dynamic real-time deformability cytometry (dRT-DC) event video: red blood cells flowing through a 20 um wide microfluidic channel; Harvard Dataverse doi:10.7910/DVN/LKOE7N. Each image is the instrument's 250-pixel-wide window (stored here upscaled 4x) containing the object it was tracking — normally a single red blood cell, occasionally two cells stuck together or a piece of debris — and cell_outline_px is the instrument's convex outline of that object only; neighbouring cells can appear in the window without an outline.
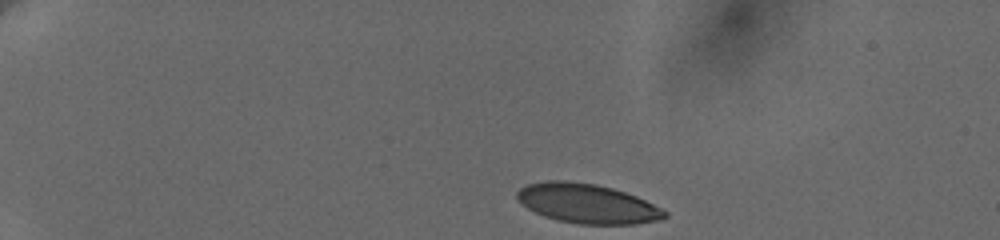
{"species": "human", "species_latin": "Homo sapiens", "temperature_condition": "cold", "stored_images_in_passage": 26, "camera_frame_rate_fps": 3000, "um_per_image_px": 0.085, "donor": {"sex": "female"}, "frame": {"image": 1, "passage_image": 1, "time_ms": 0.0, "image_size_px": [1000, 240], "cell_outline_px": [[668, 216], [660, 220], [636, 224], [580, 224], [556, 220], [544, 216], [528, 208], [516, 196], [516, 192], [520, 188], [528, 184], [548, 180], [564, 180], [596, 184], [612, 188], [636, 196], [668, 212]], "centroid_in_image_um": [49.93, 17.3], "position_along_channel_um": 35.1, "area_um2": 33.76}}
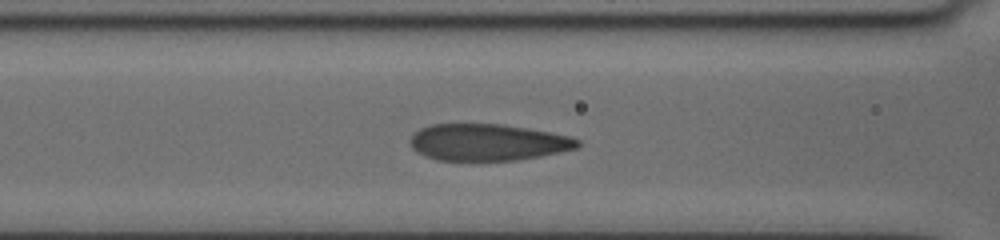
{"frame": {"image": 2, "passage_image": 15, "time_ms": 5.0, "image_size_px": [1000, 240], "cell_outline_px": [[580, 144], [576, 148], [560, 152], [540, 156], [516, 160], [436, 160], [424, 156], [416, 152], [408, 144], [408, 140], [420, 128], [432, 124], [500, 124], [548, 132], [568, 136], [580, 140]], "centroid_in_image_um": [41.4, 12.1], "position_along_channel_um": 125.2, "area_um2": 35.66}}
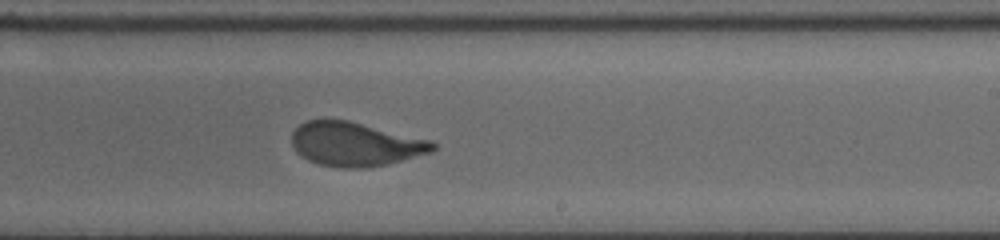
{"frame": {"image": 3, "passage_image": 26, "time_ms": 8.667, "image_size_px": [1000, 240], "cell_outline_px": [[436, 148], [432, 152], [384, 164], [360, 168], [348, 168], [320, 164], [308, 160], [300, 156], [296, 152], [292, 144], [292, 132], [300, 124], [308, 120], [348, 120], [432, 140], [436, 144]], "centroid_in_image_um": [30.19, 12.24], "position_along_channel_um": 258.8, "area_um2": 35.84}}